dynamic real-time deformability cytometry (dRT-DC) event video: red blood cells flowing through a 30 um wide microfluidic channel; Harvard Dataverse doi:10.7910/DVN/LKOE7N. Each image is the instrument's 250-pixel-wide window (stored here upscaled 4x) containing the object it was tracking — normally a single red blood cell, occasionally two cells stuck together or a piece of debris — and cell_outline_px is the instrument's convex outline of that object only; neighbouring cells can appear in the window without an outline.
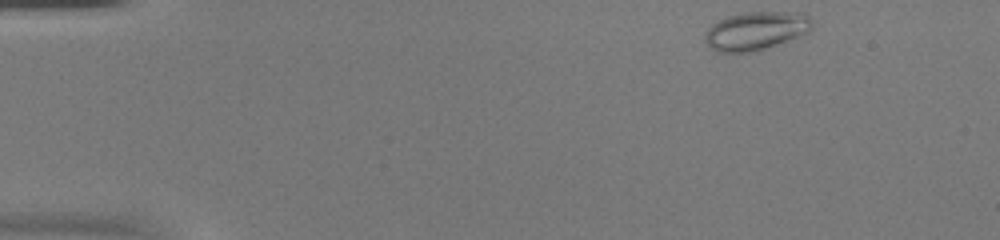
{"species": "common noctule bat (a hibernating species)", "species_latin": "Nyctalus noctula", "temperature_condition": "warm", "stored_images_in_passage": 48, "camera_frame_rate_fps": 3000, "um_per_image_px": 0.085, "animal": {"sex": "female", "body_mass_g": 20.0, "forearm_length_mm": 54.0}, "frame": {"image": 1, "passage_image": 1, "time_ms": 0.0, "image_size_px": [1000, 240], "cell_outline_px": [[812, 28], [808, 32], [764, 48], [752, 52], [720, 52], [712, 48], [704, 40], [704, 36], [708, 28], [712, 24], [728, 16], [744, 12], [804, 12], [812, 20]], "centroid_in_image_um": [64.25, 2.6], "position_along_channel_um": 20.8, "area_um2": 23.64}}
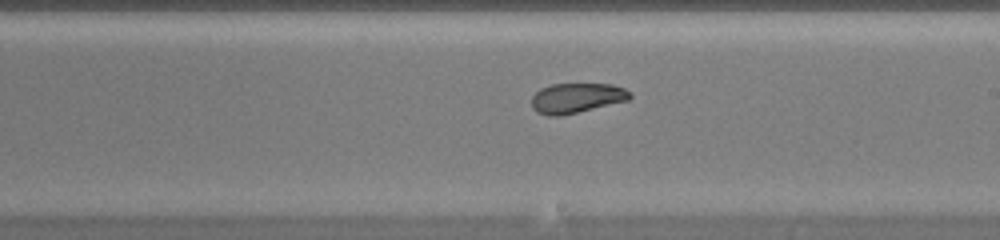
{"frame": {"image": 2, "passage_image": 26, "time_ms": 8.333, "image_size_px": [1000, 240], "cell_outline_px": [[632, 96], [628, 100], [560, 116], [548, 116], [536, 112], [532, 108], [532, 96], [540, 88], [552, 84], [612, 84], [624, 88], [632, 92]], "centroid_in_image_um": [49.0, 8.32], "position_along_channel_um": 240.0, "area_um2": 17.17}}
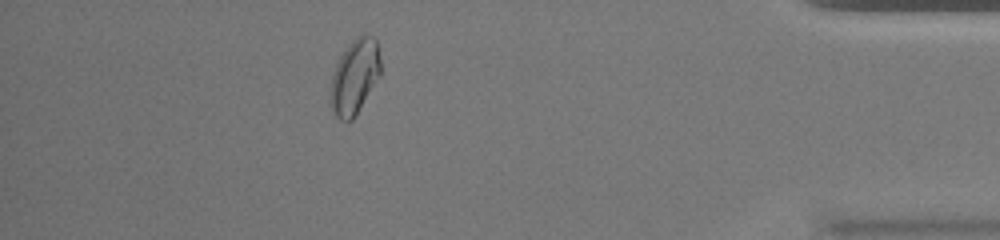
{"frame": {"image": 3, "passage_image": 42, "time_ms": 13.667, "image_size_px": [1000, 240], "cell_outline_px": [[380, 76], [352, 120], [340, 120], [332, 112], [328, 100], [328, 92], [332, 76], [336, 64], [340, 56], [352, 40], [356, 36], [372, 36], [376, 40], [380, 56]], "centroid_in_image_um": [30.11, 6.55], "position_along_channel_um": 405.1, "area_um2": 21.91}, "authors_computed_cell_mechanics": {"area_um2": 19.2474, "velocity_mm_per_s": 3.8843, "shape_relaxation_time_tau1_ms": 11.2123, "shape_relaxation_time_tau2_ms": 1.0762, "deformation_change_tau1": 0.2352, "deformation_change_tau2": 0.0523}}